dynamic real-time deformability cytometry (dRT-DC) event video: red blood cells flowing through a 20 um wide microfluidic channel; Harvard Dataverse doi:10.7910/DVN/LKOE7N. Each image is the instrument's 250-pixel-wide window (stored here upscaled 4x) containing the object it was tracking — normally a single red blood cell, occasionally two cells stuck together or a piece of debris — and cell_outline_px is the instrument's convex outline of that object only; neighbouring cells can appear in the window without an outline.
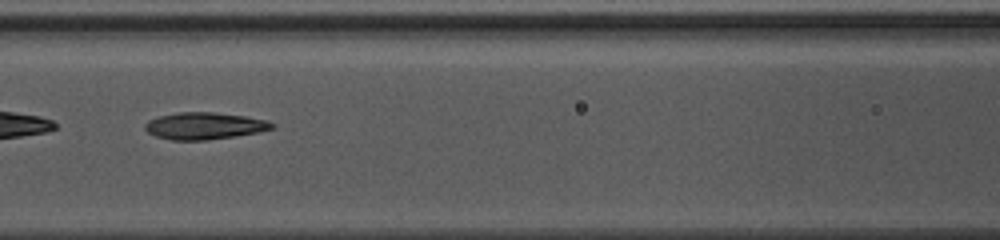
{"species": "common noctule bat (a hibernating species)", "species_latin": "Nyctalus noctula", "temperature_condition": "warm", "stored_images_in_passage": 37, "camera_frame_rate_fps": 3000, "um_per_image_px": 0.085, "animal": {"sex": "female", "body_mass_g": 10.0, "forearm_length_mm": 53.1}, "frame": {"image": 1, "passage_image": 16, "time_ms": 5.0, "image_size_px": [1000, 240], "cell_outline_px": [[276, 128], [260, 132], [236, 136], [204, 140], [172, 140], [156, 136], [148, 132], [144, 128], [144, 124], [148, 120], [160, 116], [180, 112], [212, 112], [244, 116], [268, 120], [276, 124]], "centroid_in_image_um": [17.42, 10.7], "position_along_channel_um": 149.2, "area_um2": 20.0}}
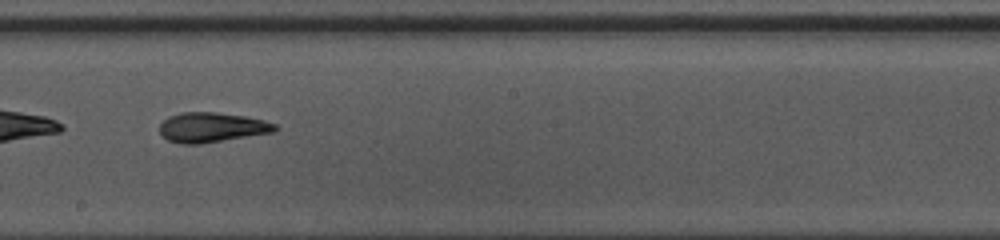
{"frame": {"image": 2, "passage_image": 22, "time_ms": 7.0, "image_size_px": [1000, 240], "cell_outline_px": [[276, 132], [200, 144], [180, 144], [168, 140], [160, 132], [160, 124], [168, 116], [180, 112], [216, 112], [244, 116], [264, 120], [276, 124]], "centroid_in_image_um": [18.0, 10.83], "position_along_channel_um": 230.2, "area_um2": 20.11}, "authors_computed_cell_mechanics": {"area_um2": 20.3456, "velocity_mm_per_s": 4.062, "shape_relaxation_time_tau1_ms": 6.5625, "shape_relaxation_time_tau2_ms": 2.6168, "deformation_change_tau1": 0.2152, "deformation_change_tau2": 0.0989}}